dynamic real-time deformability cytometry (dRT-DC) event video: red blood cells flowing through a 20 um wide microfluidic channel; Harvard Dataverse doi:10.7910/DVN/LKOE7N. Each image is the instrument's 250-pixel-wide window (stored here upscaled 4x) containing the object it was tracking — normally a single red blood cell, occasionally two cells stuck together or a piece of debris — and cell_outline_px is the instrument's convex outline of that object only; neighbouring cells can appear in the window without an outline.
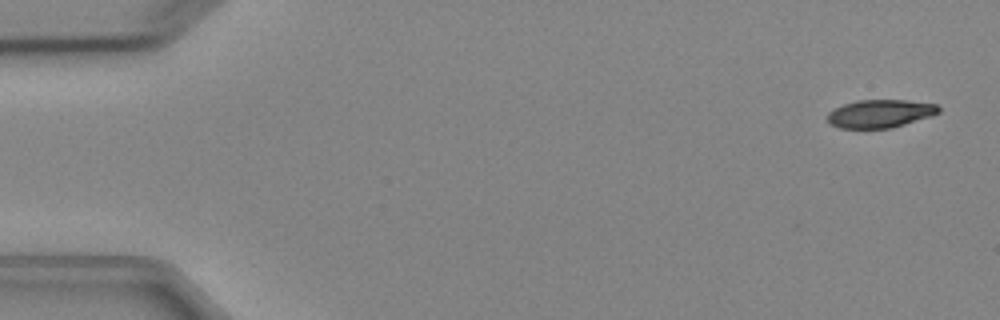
{"species": "Egyptian fruit bat (a non-hibernating species)", "species_latin": "Rousettus aegyptiacus", "temperature_condition": "cold", "stored_images_in_passage": 5, "camera_frame_rate_fps": 3000, "um_per_image_px": 0.085, "animal": {"sex": "female"}, "frame": {"image": 1, "passage_image": 1, "time_ms": 0.0, "image_size_px": [1000, 320], "cell_outline_px": [[940, 112], [932, 116], [892, 128], [840, 128], [832, 124], [828, 120], [828, 112], [844, 104], [856, 100], [904, 100], [936, 104], [940, 108]], "centroid_in_image_um": [74.84, 9.66], "position_along_channel_um": 10.2, "area_um2": 18.09}}
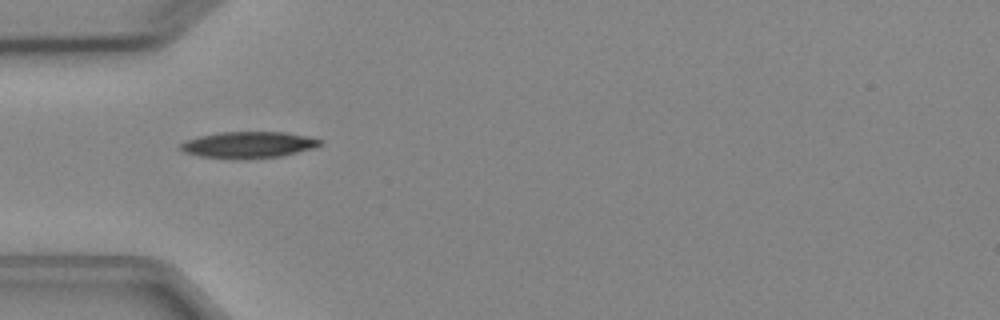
{"frame": {"image": 2, "passage_image": 5, "time_ms": 4.667, "image_size_px": [1000, 320], "cell_outline_px": [[324, 144], [316, 148], [280, 156], [248, 160], [228, 160], [200, 156], [184, 152], [180, 148], [180, 144], [188, 140], [200, 136], [220, 132], [284, 132], [324, 140]], "centroid_in_image_um": [21.15, 12.34], "position_along_channel_um": 63.9, "area_um2": 21.85}}